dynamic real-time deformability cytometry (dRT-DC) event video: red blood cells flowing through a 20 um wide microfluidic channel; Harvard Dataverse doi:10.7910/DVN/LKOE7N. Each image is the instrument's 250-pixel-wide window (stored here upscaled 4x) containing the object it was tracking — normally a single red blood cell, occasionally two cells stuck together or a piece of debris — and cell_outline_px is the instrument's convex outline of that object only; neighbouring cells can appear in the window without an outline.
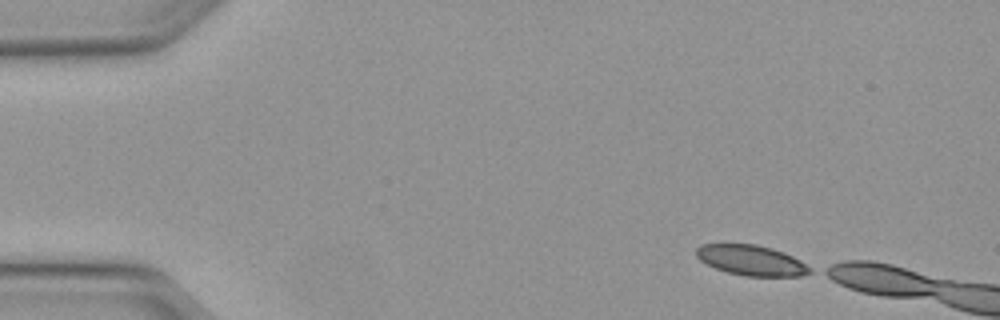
{"species": "Egyptian fruit bat (a non-hibernating species)", "species_latin": "Rousettus aegyptiacus", "temperature_condition": "warm", "stored_images_in_passage": 15, "camera_frame_rate_fps": 3000, "um_per_image_px": 0.085, "animal": {"sex": "female"}, "frame": {"image": 1, "passage_image": 1, "time_ms": 0.0, "image_size_px": [1000, 320], "cell_outline_px": [[812, 272], [800, 276], [744, 276], [728, 272], [716, 268], [700, 260], [696, 256], [696, 248], [700, 244], [756, 244], [772, 248], [784, 252], [800, 260], [812, 268]], "centroid_in_image_um": [63.88, 22.12], "position_along_channel_um": 21.1, "area_um2": 20.06}}
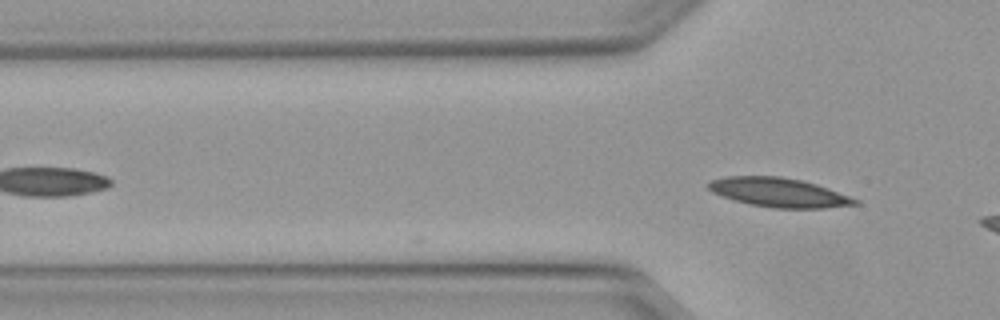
{"frame": {"image": 2, "passage_image": 15, "time_ms": 4.667, "image_size_px": [1000, 320], "cell_outline_px": [[860, 204], [824, 208], [772, 208], [748, 204], [732, 200], [712, 192], [708, 188], [708, 184], [712, 180], [728, 176], [780, 176], [800, 180], [816, 184], [828, 188], [860, 200]], "centroid_in_image_um": [66.21, 16.37], "position_along_channel_um": 59.6, "area_um2": 24.91}}